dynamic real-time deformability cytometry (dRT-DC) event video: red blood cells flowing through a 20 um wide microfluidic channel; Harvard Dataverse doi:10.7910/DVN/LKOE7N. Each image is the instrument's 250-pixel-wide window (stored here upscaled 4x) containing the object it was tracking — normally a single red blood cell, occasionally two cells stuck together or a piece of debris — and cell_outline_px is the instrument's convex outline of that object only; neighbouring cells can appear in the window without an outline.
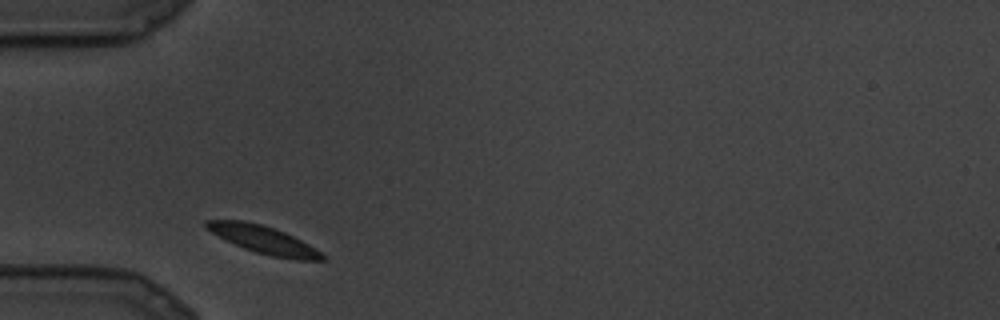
{"species": "common noctule bat (a hibernating species)", "species_latin": "Nyctalus noctula", "temperature_condition": "cold", "stored_images_in_passage": 5, "camera_frame_rate_fps": 3000, "um_per_image_px": 0.085, "animal": {"sex": "male", "body_mass_g": 19.5, "forearm_length_mm": 54.6}, "frame": {"image": 1, "passage_image": 1, "time_ms": 0.0, "image_size_px": [1000, 320], "cell_outline_px": [[328, 260], [296, 260], [272, 256], [256, 252], [244, 248], [212, 232], [204, 224], [204, 220], [244, 220], [276, 228], [316, 248], [328, 256]], "centroid_in_image_um": [22.49, 20.39], "position_along_channel_um": 62.5, "area_um2": 18.55}}
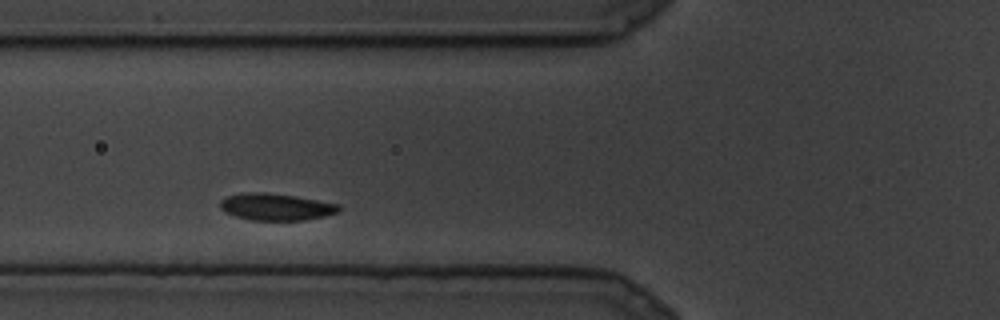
{"frame": {"image": 2, "passage_image": 3, "time_ms": 0.667, "image_size_px": [1000, 320], "cell_outline_px": [[340, 212], [324, 216], [304, 220], [252, 220], [236, 216], [224, 212], [220, 208], [220, 200], [228, 196], [248, 192], [264, 192], [296, 196], [340, 204]], "centroid_in_image_um": [23.48, 17.58], "position_along_channel_um": 102.3, "area_um2": 18.61}}
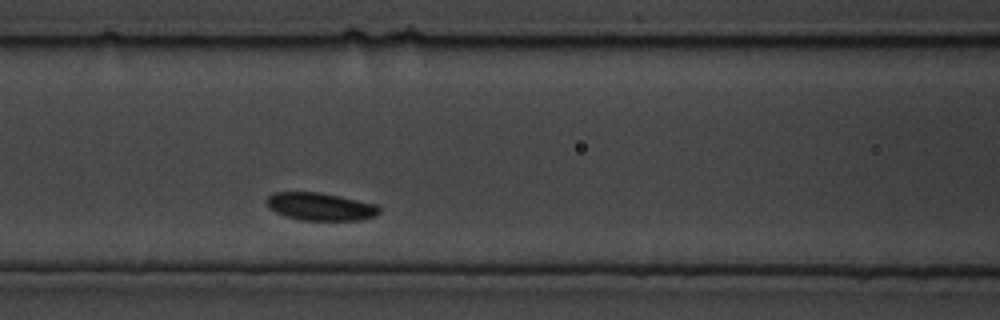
{"frame": {"image": 3, "passage_image": 5, "time_ms": 1.333, "image_size_px": [1000, 320], "cell_outline_px": [[380, 212], [376, 216], [364, 220], [300, 220], [276, 212], [268, 208], [264, 200], [272, 192], [320, 192], [376, 204], [380, 208]], "centroid_in_image_um": [27.22, 17.56], "position_along_channel_um": 139.4, "area_um2": 18.32}}